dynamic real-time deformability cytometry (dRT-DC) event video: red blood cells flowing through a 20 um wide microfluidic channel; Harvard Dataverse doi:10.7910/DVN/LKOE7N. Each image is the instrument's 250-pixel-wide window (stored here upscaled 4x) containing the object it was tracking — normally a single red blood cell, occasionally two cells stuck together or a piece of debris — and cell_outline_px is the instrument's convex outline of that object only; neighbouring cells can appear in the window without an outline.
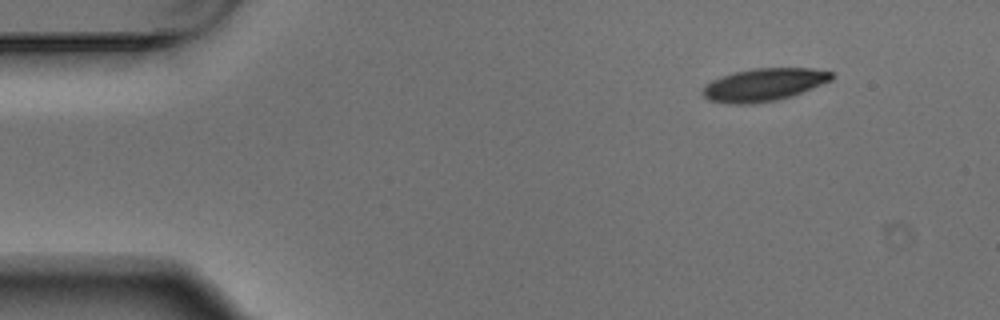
{"species": "Egyptian fruit bat (a non-hibernating species)", "species_latin": "Rousettus aegyptiacus", "temperature_condition": "warm", "stored_images_in_passage": 3, "camera_frame_rate_fps": 3000, "um_per_image_px": 0.085, "animal": {"sex": "male"}, "frame": {"image": 1, "passage_image": 1, "time_ms": 0.0, "image_size_px": [1000, 320], "cell_outline_px": [[836, 76], [832, 80], [792, 96], [776, 100], [756, 104], [728, 104], [708, 100], [700, 92], [704, 84], [712, 80], [732, 72], [752, 68], [812, 68], [832, 72]], "centroid_in_image_um": [64.9, 7.2], "position_along_channel_um": 20.1, "area_um2": 24.97}}
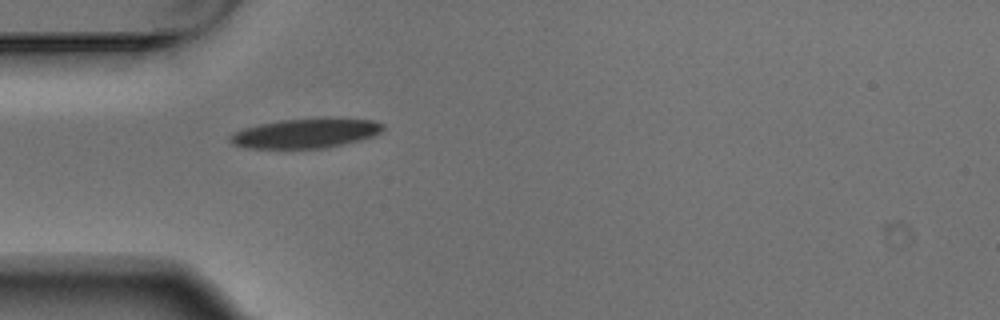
{"frame": {"image": 2, "passage_image": 3, "time_ms": 0.667, "image_size_px": [1000, 320], "cell_outline_px": [[384, 128], [380, 132], [372, 136], [360, 140], [328, 148], [244, 148], [232, 144], [228, 140], [228, 136], [244, 128], [260, 124], [280, 120], [372, 120], [384, 124]], "centroid_in_image_um": [25.92, 11.37], "position_along_channel_um": 59.1, "area_um2": 25.55}}